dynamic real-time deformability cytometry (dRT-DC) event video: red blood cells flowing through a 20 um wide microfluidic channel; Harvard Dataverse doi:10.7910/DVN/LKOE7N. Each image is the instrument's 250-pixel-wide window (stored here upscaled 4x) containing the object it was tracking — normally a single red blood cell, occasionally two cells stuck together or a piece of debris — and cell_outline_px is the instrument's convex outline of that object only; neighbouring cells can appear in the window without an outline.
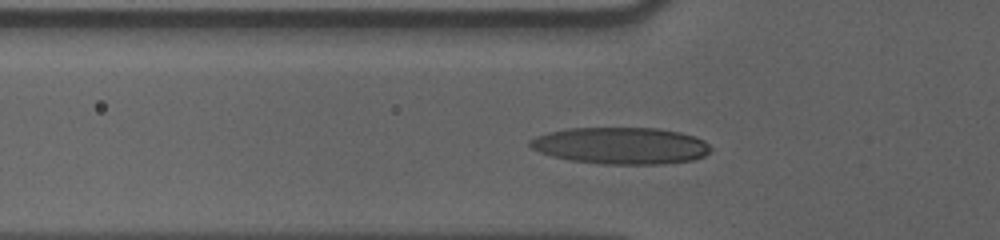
{"species": "human", "species_latin": "Homo sapiens", "temperature_condition": "cold", "stored_images_in_passage": 39, "camera_frame_rate_fps": 3000, "um_per_image_px": 0.085, "donor": {"sex": "male"}, "frame": {"image": 1, "passage_image": 10, "time_ms": 3.0, "image_size_px": [1000, 240], "cell_outline_px": [[712, 148], [704, 156], [692, 160], [664, 164], [600, 164], [568, 160], [552, 156], [540, 152], [532, 148], [528, 144], [528, 140], [536, 136], [548, 132], [568, 128], [660, 128], [680, 132], [704, 140]], "centroid_in_image_um": [52.75, 12.38], "position_along_channel_um": 73.0, "area_um2": 38.9}}
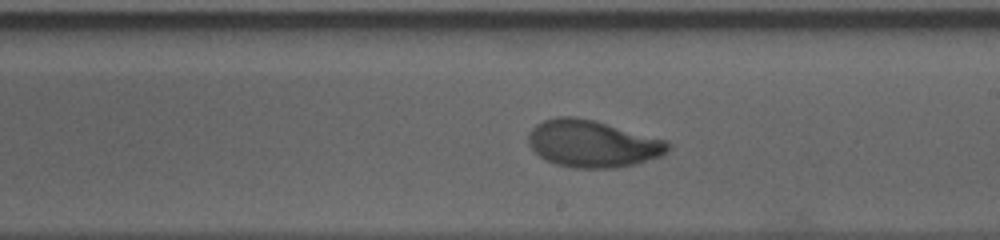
{"frame": {"image": 2, "passage_image": 24, "time_ms": 7.667, "image_size_px": [1000, 240], "cell_outline_px": [[672, 148], [668, 152], [660, 156], [636, 164], [616, 168], [576, 168], [556, 164], [540, 156], [528, 144], [528, 132], [536, 124], [544, 120], [556, 116], [576, 116], [596, 120], [668, 140], [672, 144]], "centroid_in_image_um": [50.41, 12.2], "position_along_channel_um": 238.6, "area_um2": 38.78}}
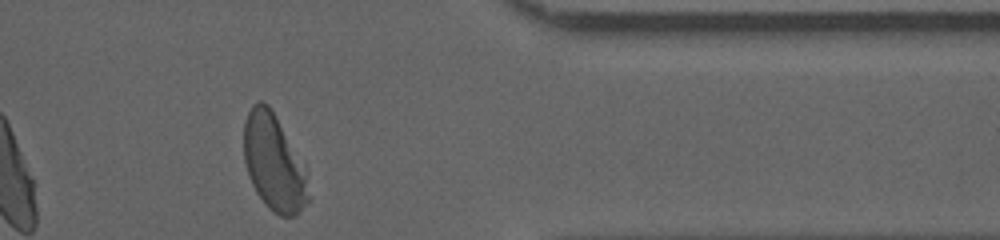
{"frame": {"image": 3, "passage_image": 38, "time_ms": 12.333, "image_size_px": [1000, 240], "cell_outline_px": [[308, 200], [292, 216], [280, 216], [268, 208], [264, 204], [256, 192], [248, 176], [244, 160], [244, 124], [248, 112], [252, 104], [260, 100], [268, 104], [304, 176], [308, 196]], "centroid_in_image_um": [23.14, 13.85], "position_along_channel_um": 388.3, "area_um2": 33.93}, "authors_computed_cell_mechanics": {"area_um2": 37.57, "velocity_mm_per_s": 3.5401, "shape_relaxation_time_tau1_ms": 4.1451, "shape_relaxation_time_tau2_ms": 1.009, "deformation_change_tau1": 0.1701, "deformation_change_tau2": 0.0504}}